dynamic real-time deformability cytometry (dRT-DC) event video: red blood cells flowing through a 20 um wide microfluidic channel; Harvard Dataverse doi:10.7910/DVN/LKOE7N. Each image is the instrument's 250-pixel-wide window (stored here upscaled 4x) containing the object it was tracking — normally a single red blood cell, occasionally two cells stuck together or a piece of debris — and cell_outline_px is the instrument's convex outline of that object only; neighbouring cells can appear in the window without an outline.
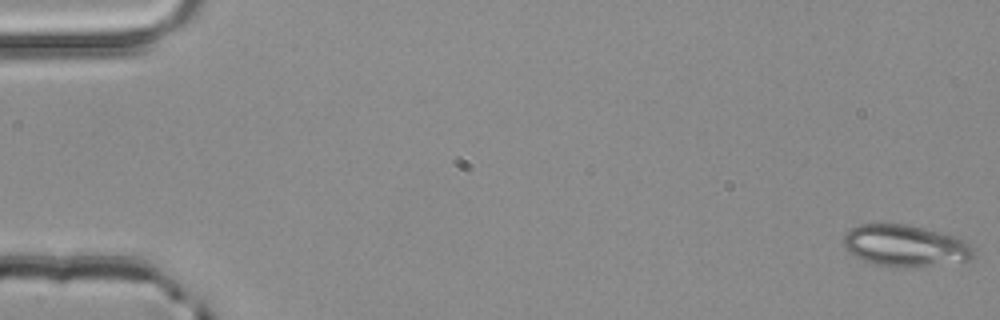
{"species": "common noctule bat (a hibernating species)", "species_latin": "Nyctalus noctula", "temperature_condition": "room temperature", "stored_images_in_passage": 3, "camera_frame_rate_fps": 3000, "um_per_image_px": 0.085, "animal": {"sex": "male", "body_mass_g": 20.4}, "frame": {"image": 1, "passage_image": 1, "time_ms": 0.0, "image_size_px": [1000, 320], "cell_outline_px": [[976, 256], [964, 264], [876, 264], [864, 260], [856, 256], [844, 248], [844, 236], [848, 228], [860, 224], [908, 224], [956, 236], [964, 240], [972, 248]], "centroid_in_image_um": [76.99, 20.84], "position_along_channel_um": 8.0, "area_um2": 30.98}}